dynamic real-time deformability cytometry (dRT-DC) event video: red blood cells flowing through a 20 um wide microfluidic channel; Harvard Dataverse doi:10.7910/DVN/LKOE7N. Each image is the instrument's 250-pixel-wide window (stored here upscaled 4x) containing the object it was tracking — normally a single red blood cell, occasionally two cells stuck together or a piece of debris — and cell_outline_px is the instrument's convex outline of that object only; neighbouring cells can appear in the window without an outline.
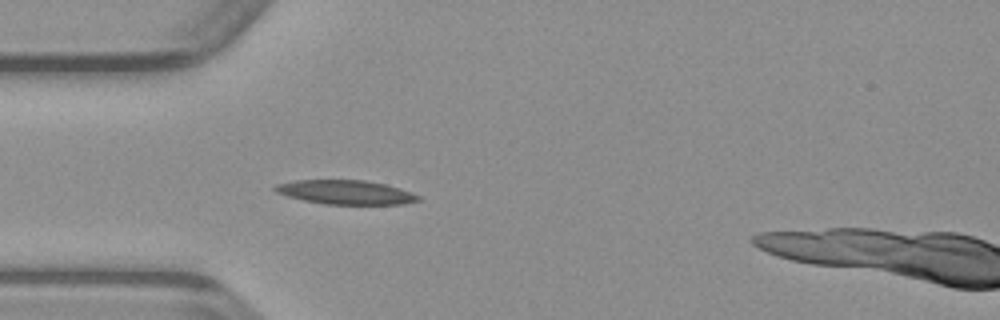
{"species": "common noctule bat (a hibernating species)", "species_latin": "Nyctalus noctula", "temperature_condition": "warm", "stored_images_in_passage": 29, "camera_frame_rate_fps": 3000, "um_per_image_px": 0.085, "animal": {"sex": "male", "body_mass_g": 23.1, "forearm_length_mm": 52.7}, "frame": {"image": 1, "passage_image": 1, "time_ms": 0.0, "image_size_px": [1000, 320], "cell_outline_px": [[420, 200], [404, 204], [324, 204], [304, 200], [288, 196], [276, 192], [272, 188], [276, 184], [292, 180], [364, 180], [384, 184], [400, 188], [412, 192], [420, 196]], "centroid_in_image_um": [29.37, 16.33], "position_along_channel_um": 55.6, "area_um2": 20.11}}
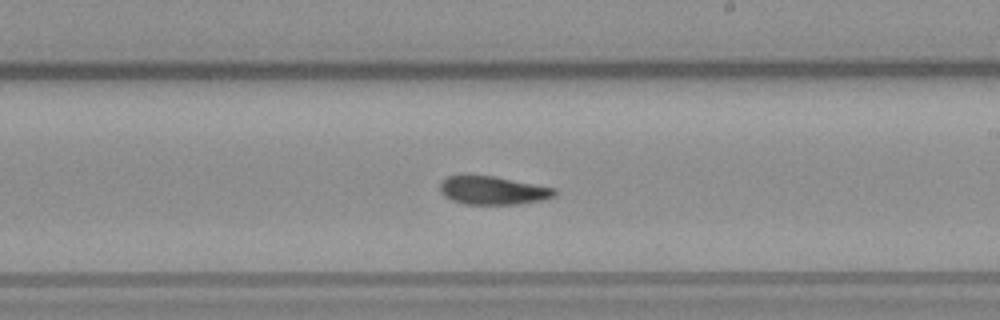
{"frame": {"image": 2, "passage_image": 15, "time_ms": 4.667, "image_size_px": [1000, 320], "cell_outline_px": [[556, 196], [540, 200], [516, 204], [464, 204], [452, 200], [444, 196], [440, 192], [440, 184], [448, 176], [492, 176], [556, 188]], "centroid_in_image_um": [41.9, 16.2], "position_along_channel_um": 247.1, "area_um2": 18.61}}
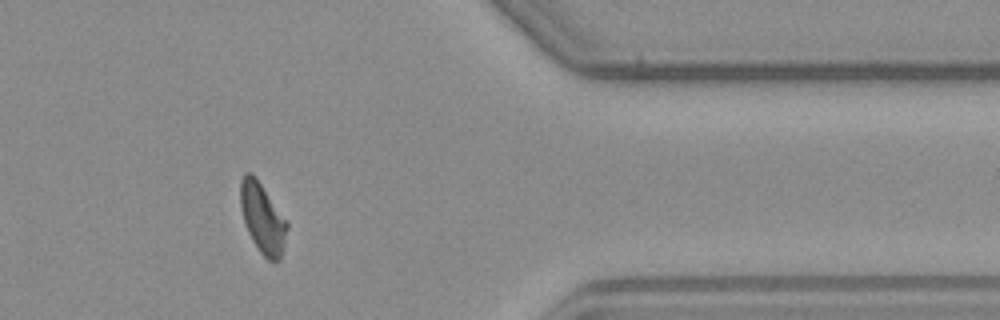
{"frame": {"image": 3, "passage_image": 27, "time_ms": 8.667, "image_size_px": [1000, 320], "cell_outline_px": [[288, 228], [280, 260], [268, 260], [260, 252], [252, 240], [244, 224], [240, 204], [240, 180], [244, 172], [252, 172], [256, 176], [288, 220]], "centroid_in_image_um": [22.31, 18.49], "position_along_channel_um": 389.1, "area_um2": 19.42}}